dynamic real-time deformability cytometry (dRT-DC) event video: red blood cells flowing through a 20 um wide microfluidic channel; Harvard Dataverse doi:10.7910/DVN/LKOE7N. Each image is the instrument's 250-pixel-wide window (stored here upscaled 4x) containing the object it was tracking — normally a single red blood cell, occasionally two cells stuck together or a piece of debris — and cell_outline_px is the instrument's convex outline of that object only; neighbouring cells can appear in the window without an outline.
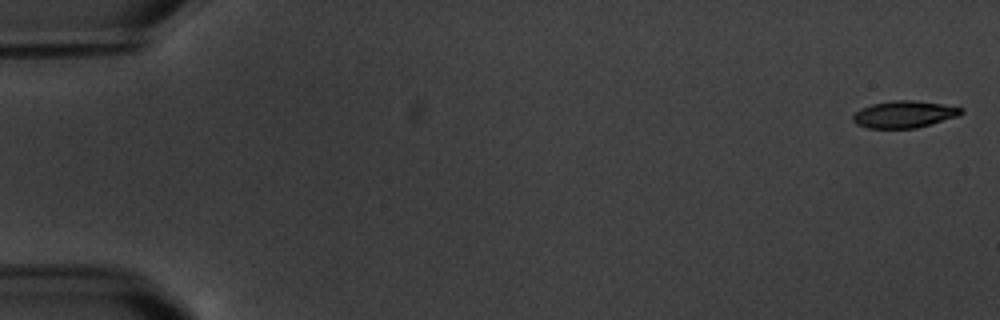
{"species": "common noctule bat (a hibernating species)", "species_latin": "Nyctalus noctula", "temperature_condition": "warm", "stored_images_in_passage": 17, "camera_frame_rate_fps": 3000, "um_per_image_px": 0.085, "animal": {"sex": "male", "body_mass_g": 20.1, "forearm_length_mm": 53.5}, "frame": {"image": 1, "passage_image": 1, "time_ms": 0.0, "image_size_px": [1000, 320], "cell_outline_px": [[964, 112], [960, 116], [916, 128], [868, 128], [856, 124], [852, 120], [852, 116], [860, 108], [872, 104], [892, 100], [912, 100], [940, 104], [964, 108]], "centroid_in_image_um": [76.86, 9.72], "position_along_channel_um": 8.1, "area_um2": 17.05}}
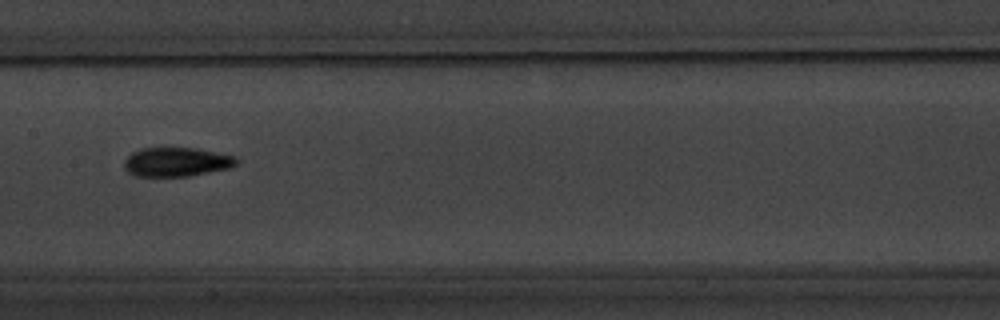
{"frame": {"image": 2, "passage_image": 9, "time_ms": 9.667, "image_size_px": [1000, 320], "cell_outline_px": [[240, 160], [236, 164], [228, 168], [188, 176], [136, 176], [128, 172], [124, 168], [124, 160], [132, 152], [140, 148], [196, 148], [236, 156]], "centroid_in_image_um": [14.99, 13.76], "position_along_channel_um": 192.4, "area_um2": 19.02}}
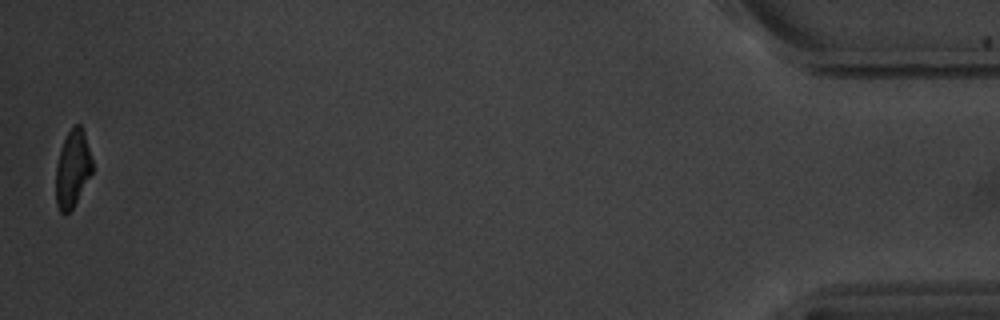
{"frame": {"image": 3, "passage_image": 17, "time_ms": 19.0, "image_size_px": [1000, 320], "cell_outline_px": [[92, 172], [72, 208], [68, 212], [60, 212], [56, 204], [56, 168], [60, 148], [72, 124], [80, 124], [84, 128], [92, 160]], "centroid_in_image_um": [6.17, 14.27], "position_along_channel_um": 429.0, "area_um2": 16.3}, "authors_computed_cell_mechanics": {"area_um2": 18.3226, "velocity_mm_per_s": 3.4769, "shape_relaxation_time_tau1_ms": 3.3089, "shape_relaxation_time_tau2_ms": 2.8122, "deformation_change_tau1": 0.1418, "deformation_change_tau2": 0.083}}